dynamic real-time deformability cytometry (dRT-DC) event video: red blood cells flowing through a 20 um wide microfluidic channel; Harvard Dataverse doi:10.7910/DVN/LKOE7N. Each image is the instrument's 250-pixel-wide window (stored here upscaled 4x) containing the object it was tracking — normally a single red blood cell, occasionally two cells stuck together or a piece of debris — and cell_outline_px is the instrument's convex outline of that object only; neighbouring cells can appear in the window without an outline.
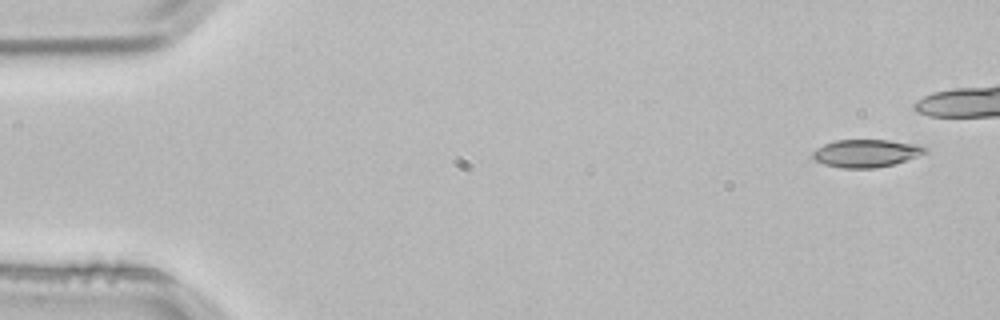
{"species": "common noctule bat (a hibernating species)", "species_latin": "Nyctalus noctula", "temperature_condition": "room temperature", "stored_images_in_passage": 8, "camera_frame_rate_fps": 3000, "um_per_image_px": 0.085, "animal": {"sex": "male", "body_mass_g": 21.5, "forearm_length_mm": 52.0}, "frame": {"image": 1, "passage_image": 1, "time_ms": 0.0, "image_size_px": [1000, 320], "cell_outline_px": [[928, 152], [892, 164], [876, 168], [844, 168], [824, 164], [816, 160], [812, 156], [812, 152], [816, 148], [824, 144], [836, 140], [888, 140], [916, 144], [928, 148]], "centroid_in_image_um": [73.6, 13.02], "position_along_channel_um": 11.4, "area_um2": 17.98}}